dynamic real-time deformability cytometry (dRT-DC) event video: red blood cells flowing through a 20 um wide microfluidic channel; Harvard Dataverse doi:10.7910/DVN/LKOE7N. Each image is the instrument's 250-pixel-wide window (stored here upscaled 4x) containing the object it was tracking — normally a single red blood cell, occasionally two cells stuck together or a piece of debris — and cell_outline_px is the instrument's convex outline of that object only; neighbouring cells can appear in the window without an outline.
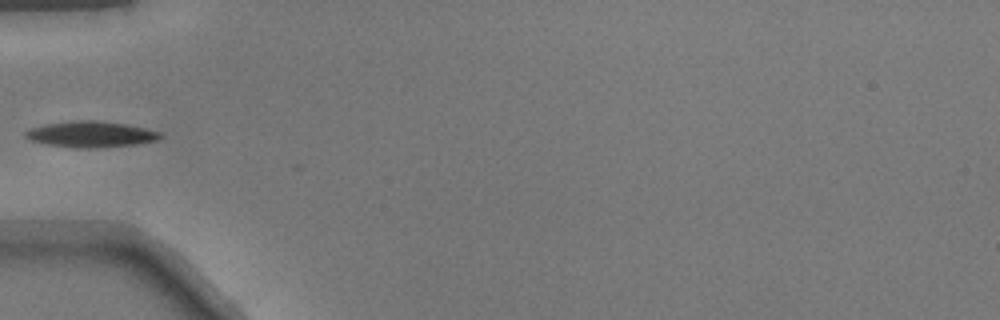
{"species": "common noctule bat (a hibernating species)", "species_latin": "Nyctalus noctula", "temperature_condition": "warm", "stored_images_in_passage": 25, "camera_frame_rate_fps": 3000, "um_per_image_px": 0.085, "animal": {"sex": "male", "body_mass_g": 17.9}, "frame": {"image": 1, "passage_image": 1, "time_ms": 0.0, "image_size_px": [1000, 320], "cell_outline_px": [[164, 136], [160, 140], [136, 144], [96, 148], [76, 148], [48, 144], [32, 140], [24, 136], [24, 132], [32, 128], [44, 124], [76, 120], [92, 120], [124, 124], [144, 128], [160, 132]], "centroid_in_image_um": [7.75, 11.42], "position_along_channel_um": 77.2, "area_um2": 20.29}}
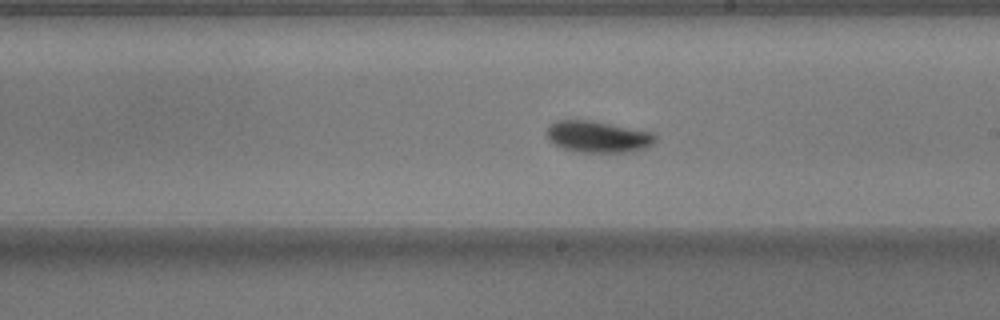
{"frame": {"image": 2, "passage_image": 13, "time_ms": 4.0, "image_size_px": [1000, 320], "cell_outline_px": [[656, 140], [652, 144], [644, 148], [632, 152], [580, 152], [564, 148], [552, 144], [548, 140], [548, 128], [556, 120], [592, 120], [652, 132], [656, 136]], "centroid_in_image_um": [50.83, 11.62], "position_along_channel_um": 238.2, "area_um2": 19.88}}
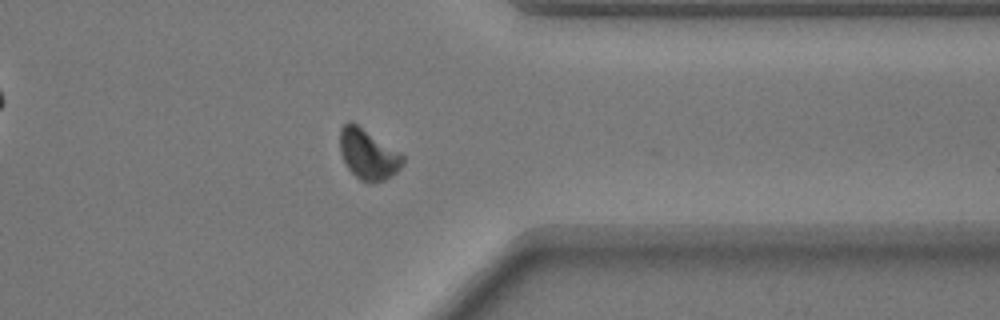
{"frame": {"image": 3, "passage_image": 24, "time_ms": 7.667, "image_size_px": [1000, 320], "cell_outline_px": [[404, 164], [392, 176], [384, 180], [372, 184], [368, 184], [360, 180], [344, 164], [340, 152], [340, 128], [348, 120], [352, 120], [400, 152], [404, 156]], "centroid_in_image_um": [31.28, 13.11], "position_along_channel_um": 380.1, "area_um2": 18.84}}